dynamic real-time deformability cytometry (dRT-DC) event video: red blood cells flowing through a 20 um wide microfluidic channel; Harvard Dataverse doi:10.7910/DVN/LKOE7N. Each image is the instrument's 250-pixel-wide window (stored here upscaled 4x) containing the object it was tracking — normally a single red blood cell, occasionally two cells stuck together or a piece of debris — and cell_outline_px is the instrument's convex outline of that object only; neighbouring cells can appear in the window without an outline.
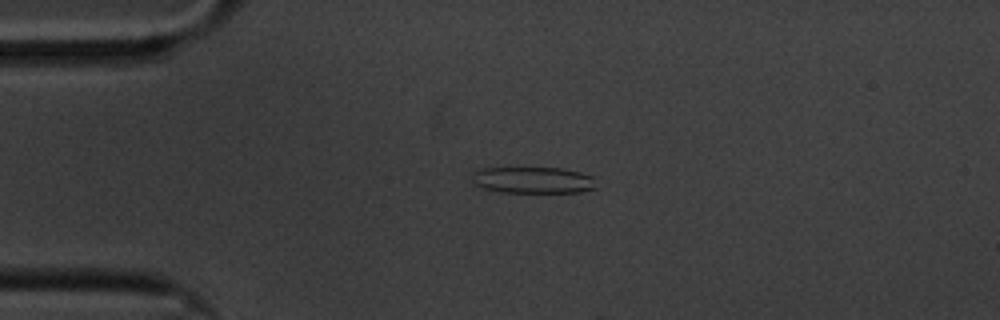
{"species": "common noctule bat (a hibernating species)", "species_latin": "Nyctalus noctula", "temperature_condition": "cold", "stored_images_in_passage": 16, "camera_frame_rate_fps": 3000, "um_per_image_px": 0.085, "animal": {"sex": "male", "body_mass_g": 20.1, "forearm_length_mm": 53.5}, "frame": {"image": 1, "passage_image": 13, "time_ms": 4.0, "image_size_px": [1000, 320], "cell_outline_px": [[596, 188], [580, 192], [500, 192], [484, 188], [472, 184], [472, 172], [484, 168], [560, 168], [580, 172], [592, 176]], "centroid_in_image_um": [45.27, 15.31], "position_along_channel_um": 39.7, "area_um2": 19.13}}